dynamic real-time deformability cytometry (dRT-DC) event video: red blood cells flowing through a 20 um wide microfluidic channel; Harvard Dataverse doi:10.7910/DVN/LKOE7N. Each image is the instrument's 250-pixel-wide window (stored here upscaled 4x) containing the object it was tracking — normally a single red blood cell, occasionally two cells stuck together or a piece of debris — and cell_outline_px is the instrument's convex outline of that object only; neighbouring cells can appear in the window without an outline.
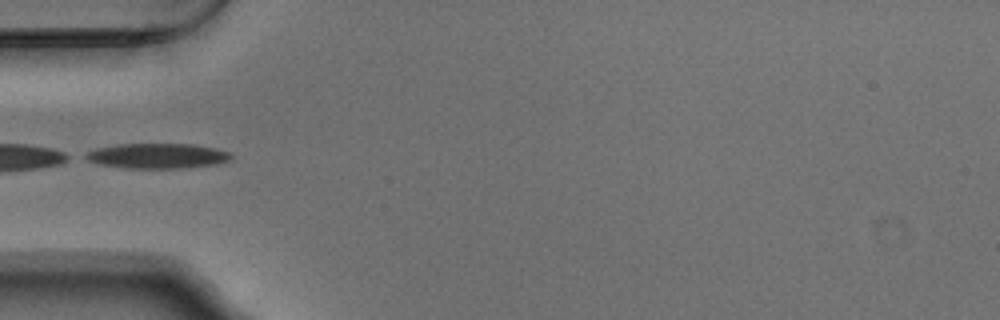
{"species": "Egyptian fruit bat (a non-hibernating species)", "species_latin": "Rousettus aegyptiacus", "temperature_condition": "warm", "stored_images_in_passage": 9, "camera_frame_rate_fps": 3000, "um_per_image_px": 0.085, "animal": {"sex": "male"}, "frame": {"image": 1, "passage_image": 1, "time_ms": 0.0, "image_size_px": [1000, 320], "cell_outline_px": [[232, 160], [220, 164], [184, 168], [124, 168], [96, 164], [80, 156], [96, 148], [116, 144], [196, 144], [216, 148], [232, 152]], "centroid_in_image_um": [13.4, 13.25], "position_along_channel_um": 71.6, "area_um2": 21.79}}
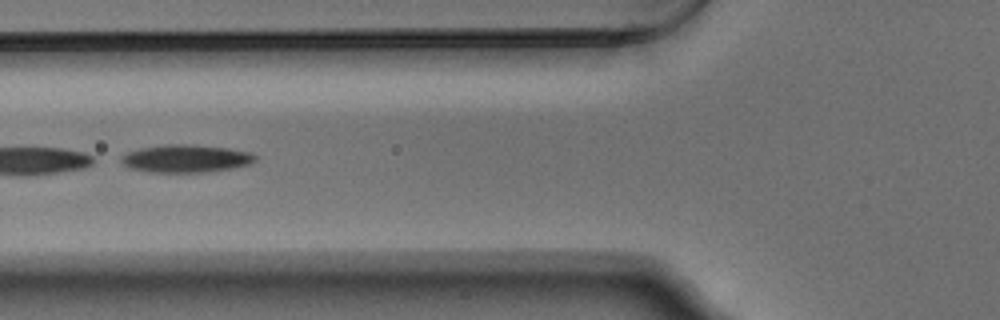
{"frame": {"image": 2, "passage_image": 4, "time_ms": 1.0, "image_size_px": [1000, 320], "cell_outline_px": [[256, 160], [252, 164], [232, 168], [204, 172], [148, 172], [128, 168], [120, 160], [120, 156], [128, 152], [140, 148], [164, 144], [196, 144], [228, 148], [252, 152], [256, 156]], "centroid_in_image_um": [15.81, 13.47], "position_along_channel_um": 110.0, "area_um2": 21.96}}
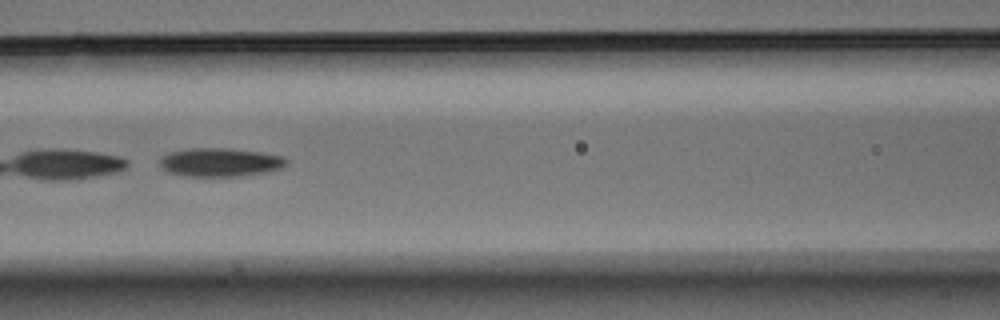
{"frame": {"image": 3, "passage_image": 7, "time_ms": 2.0, "image_size_px": [1000, 320], "cell_outline_px": [[288, 164], [280, 168], [268, 172], [244, 176], [188, 176], [168, 172], [160, 164], [160, 156], [168, 152], [184, 148], [228, 148], [264, 152], [284, 156], [288, 160]], "centroid_in_image_um": [18.74, 13.78], "position_along_channel_um": 147.9, "area_um2": 21.44}}